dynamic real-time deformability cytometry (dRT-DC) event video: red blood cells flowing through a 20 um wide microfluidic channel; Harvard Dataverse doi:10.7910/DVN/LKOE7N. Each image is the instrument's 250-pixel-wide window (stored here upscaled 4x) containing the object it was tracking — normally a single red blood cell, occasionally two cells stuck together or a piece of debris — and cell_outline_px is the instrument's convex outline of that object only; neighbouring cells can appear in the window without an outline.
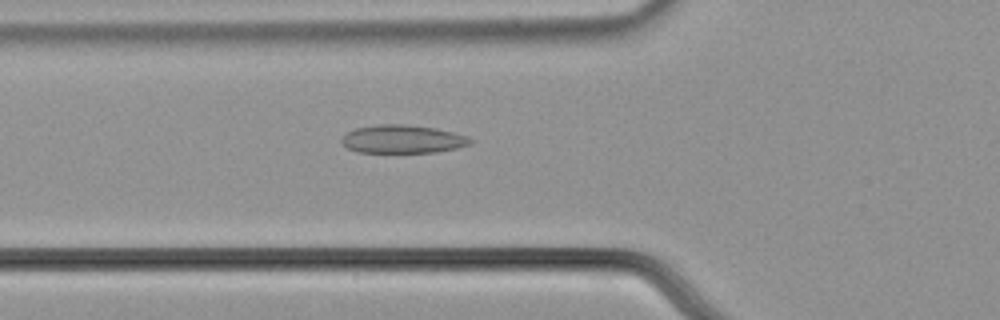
{"species": "common noctule bat (a hibernating species)", "species_latin": "Nyctalus noctula", "temperature_condition": "cold", "stored_images_in_passage": 55, "camera_frame_rate_fps": 3000, "um_per_image_px": 0.085, "animal": {"sex": "male", "body_mass_g": 21.5, "forearm_length_mm": 52.0}, "frame": {"image": 1, "passage_image": 20, "time_ms": 6.333, "image_size_px": [1000, 320], "cell_outline_px": [[476, 140], [472, 144], [456, 148], [436, 152], [356, 152], [348, 148], [340, 140], [348, 132], [356, 128], [376, 124], [408, 124], [436, 128], [468, 136]], "centroid_in_image_um": [34.27, 11.82], "position_along_channel_um": 91.5, "area_um2": 21.27}}
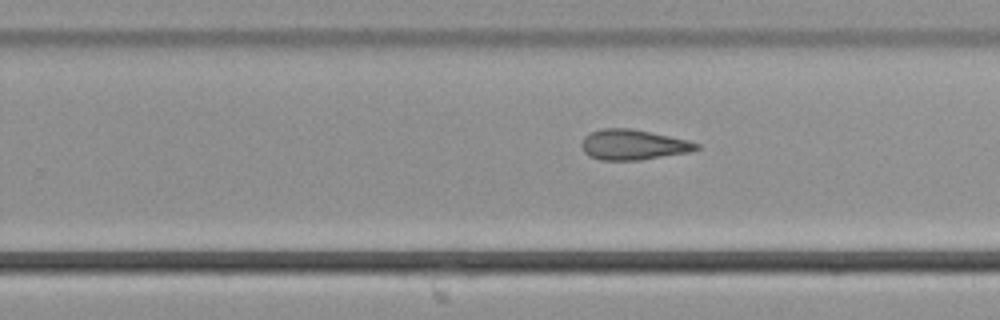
{"frame": {"image": 2, "passage_image": 35, "time_ms": 11.333, "image_size_px": [1000, 320], "cell_outline_px": [[700, 148], [688, 152], [640, 160], [600, 160], [588, 156], [584, 152], [580, 144], [584, 136], [592, 132], [604, 128], [632, 128], [652, 132], [688, 140], [700, 144]], "centroid_in_image_um": [53.8, 12.3], "position_along_channel_um": 276.0, "area_um2": 20.35}}
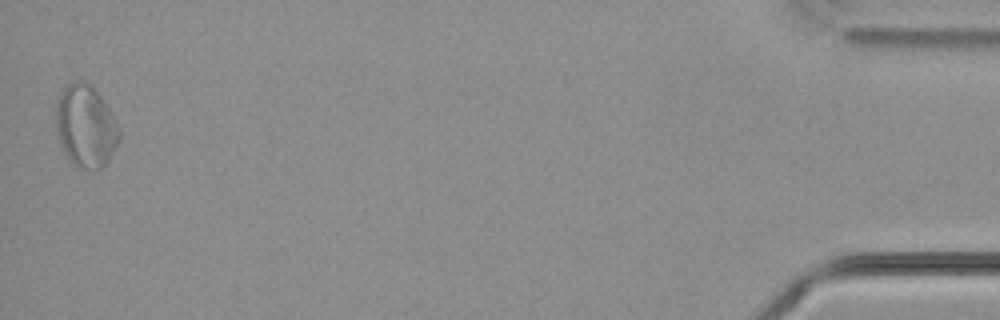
{"frame": {"image": 3, "passage_image": 55, "time_ms": 18.0, "image_size_px": [1000, 320], "cell_outline_px": [[120, 140], [108, 160], [100, 168], [84, 172], [72, 164], [60, 144], [56, 128], [56, 104], [60, 92], [72, 80], [80, 80], [92, 84], [108, 108], [120, 128]], "centroid_in_image_um": [7.27, 10.73], "position_along_channel_um": 427.9, "area_um2": 30.63}, "authors_computed_cell_mechanics": {"area_um2": 22.3686, "velocity_mm_per_s": 3.6826, "shape_relaxation_time_tau1_ms": null, "shape_relaxation_time_tau2_ms": 5.8967, "deformation_change_tau1": null, "deformation_change_tau2": 0.1282}}